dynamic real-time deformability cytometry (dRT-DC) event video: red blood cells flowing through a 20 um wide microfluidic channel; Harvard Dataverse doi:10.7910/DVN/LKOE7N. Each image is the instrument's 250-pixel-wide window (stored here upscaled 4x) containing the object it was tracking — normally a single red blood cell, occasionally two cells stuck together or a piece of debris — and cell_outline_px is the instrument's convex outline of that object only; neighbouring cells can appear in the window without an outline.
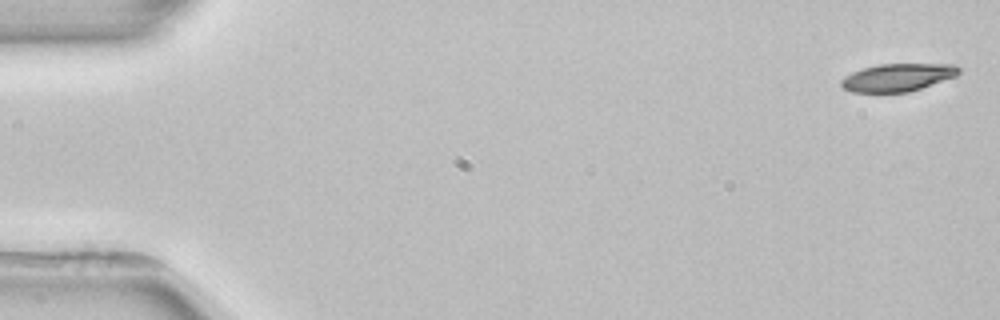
{"species": "common noctule bat (a hibernating species)", "species_latin": "Nyctalus noctula", "temperature_condition": "room temperature", "stored_images_in_passage": 3, "camera_frame_rate_fps": 3000, "um_per_image_px": 0.085, "animal": {"sex": "female", "body_mass_g": 22.7, "forearm_length_mm": 54.2}, "frame": {"image": 1, "passage_image": 1, "time_ms": 0.0, "image_size_px": [1000, 320], "cell_outline_px": [[960, 72], [956, 76], [908, 92], [852, 92], [844, 88], [840, 84], [840, 80], [844, 76], [852, 72], [864, 68], [880, 64], [956, 64], [960, 68]], "centroid_in_image_um": [76.3, 6.57], "position_along_channel_um": 8.7, "area_um2": 18.9}}
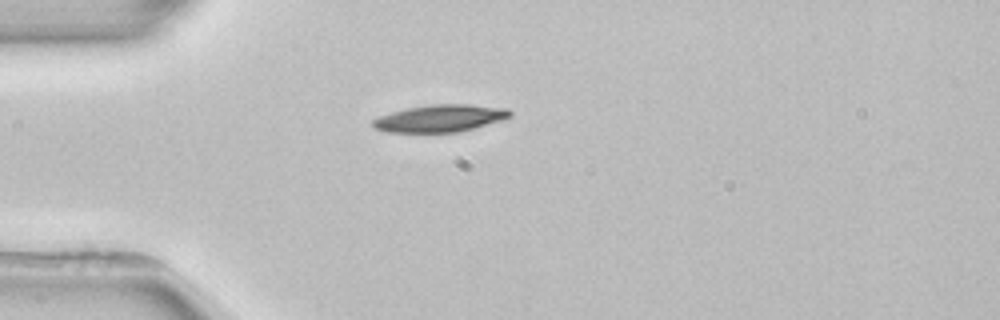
{"frame": {"image": 2, "passage_image": 3, "time_ms": 4.333, "image_size_px": [1000, 320], "cell_outline_px": [[512, 116], [500, 120], [472, 128], [456, 132], [384, 132], [376, 128], [372, 124], [372, 120], [380, 116], [392, 112], [408, 108], [428, 104], [468, 104], [508, 108], [512, 112]], "centroid_in_image_um": [37.41, 10.04], "position_along_channel_um": 47.6, "area_um2": 21.56}}